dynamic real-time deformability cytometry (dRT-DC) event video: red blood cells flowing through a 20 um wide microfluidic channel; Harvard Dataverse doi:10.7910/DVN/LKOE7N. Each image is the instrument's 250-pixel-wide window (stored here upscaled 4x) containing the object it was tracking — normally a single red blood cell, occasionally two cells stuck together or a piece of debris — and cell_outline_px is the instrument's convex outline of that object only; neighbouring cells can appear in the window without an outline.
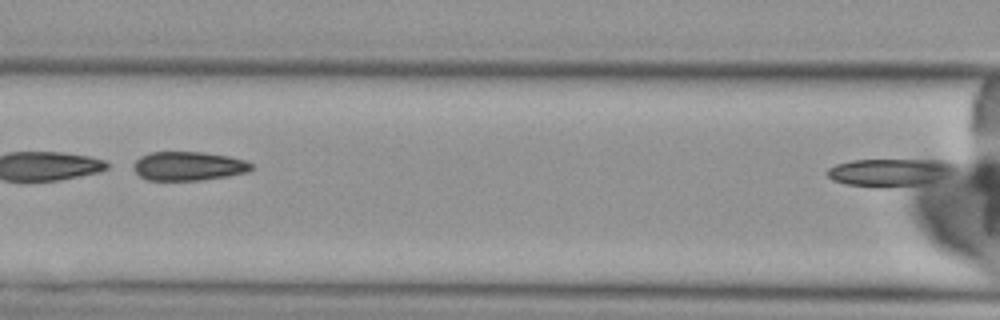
{"species": "Egyptian fruit bat (a non-hibernating species)", "species_latin": "Rousettus aegyptiacus", "temperature_condition": "cold", "stored_images_in_passage": 3, "camera_frame_rate_fps": 3000, "um_per_image_px": 0.085, "animal": {"sex": "female"}, "frame": {"image": 1, "passage_image": 3, "time_ms": 2.333, "image_size_px": [1000, 320], "cell_outline_px": [[956, 172], [916, 184], [884, 188], [880, 188], [848, 184], [832, 180], [824, 172], [828, 168], [836, 164], [852, 160], [952, 160], [956, 164]], "centroid_in_image_um": [75.6, 14.63], "position_along_channel_um": 91.0, "area_um2": 20.58}}